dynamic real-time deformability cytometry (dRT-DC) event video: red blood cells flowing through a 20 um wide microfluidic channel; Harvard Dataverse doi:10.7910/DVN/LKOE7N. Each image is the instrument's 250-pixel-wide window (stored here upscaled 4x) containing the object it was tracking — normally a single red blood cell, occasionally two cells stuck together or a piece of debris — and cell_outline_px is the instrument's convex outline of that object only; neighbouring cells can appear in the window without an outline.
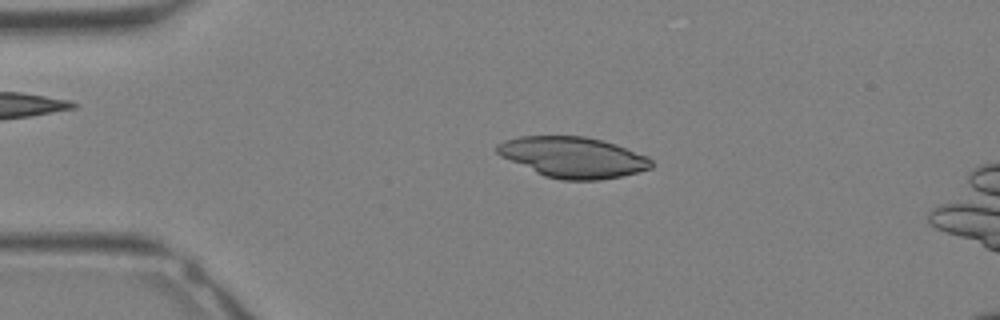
{"species": "Egyptian fruit bat (a non-hibernating species)", "species_latin": "Rousettus aegyptiacus", "temperature_condition": "warm", "stored_images_in_passage": 26, "camera_frame_rate_fps": 3000, "um_per_image_px": 0.085, "animal": {"sex": "female"}, "frame": {"image": 1, "passage_image": 1, "time_ms": 0.0, "image_size_px": [1000, 320], "cell_outline_px": [[652, 168], [620, 176], [600, 180], [564, 180], [544, 176], [500, 156], [496, 152], [496, 144], [504, 140], [520, 136], [584, 136], [616, 144], [648, 156], [652, 160]], "centroid_in_image_um": [48.69, 13.36], "position_along_channel_um": 36.3, "area_um2": 36.59}}
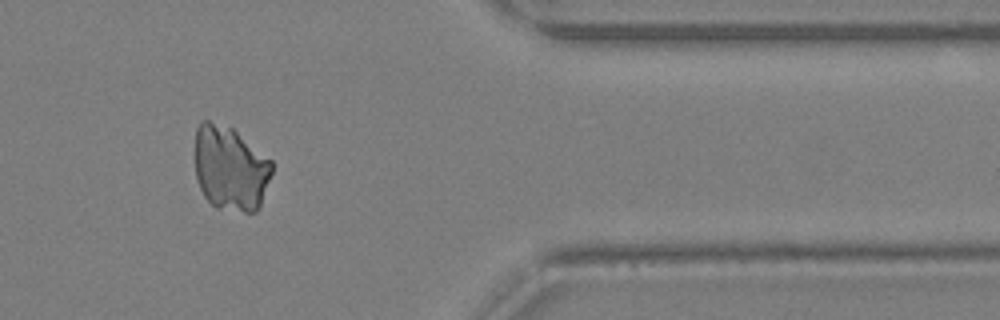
{"frame": {"image": 2, "passage_image": 21, "time_ms": 6.667, "image_size_px": [1000, 320], "cell_outline_px": [[272, 172], [260, 204], [256, 212], [244, 212], [216, 208], [204, 196], [196, 180], [196, 128], [200, 120], [208, 120], [232, 128], [272, 160]], "centroid_in_image_um": [19.57, 14.3], "position_along_channel_um": 391.8, "area_um2": 37.92}}